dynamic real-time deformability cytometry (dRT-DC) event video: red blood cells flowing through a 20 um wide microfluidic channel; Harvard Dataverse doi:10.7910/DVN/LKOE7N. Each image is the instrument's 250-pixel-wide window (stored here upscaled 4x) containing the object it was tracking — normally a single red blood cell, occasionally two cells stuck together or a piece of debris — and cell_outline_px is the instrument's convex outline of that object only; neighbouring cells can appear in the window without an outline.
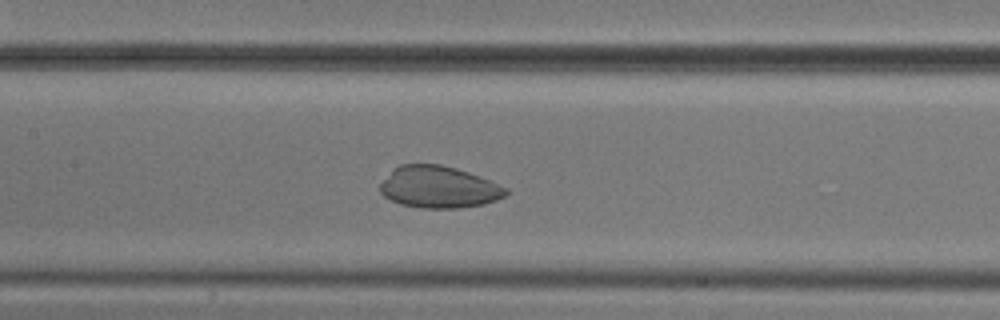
{"species": "common noctule bat (a hibernating species)", "species_latin": "Nyctalus noctula", "temperature_condition": "cold", "stored_images_in_passage": 50, "camera_frame_rate_fps": 3000, "um_per_image_px": 0.085, "animal": {"sex": "male", "body_mass_g": 20.5, "forearm_length_mm": 52.5}, "frame": {"image": 1, "passage_image": 22, "time_ms": 7.0, "image_size_px": [1000, 320], "cell_outline_px": [[508, 192], [504, 196], [496, 200], [484, 204], [456, 208], [420, 208], [400, 204], [384, 196], [380, 192], [380, 184], [392, 168], [400, 164], [440, 164], [456, 168], [488, 180], [508, 188]], "centroid_in_image_um": [37.26, 15.9], "position_along_channel_um": 170.1, "area_um2": 30.58}}
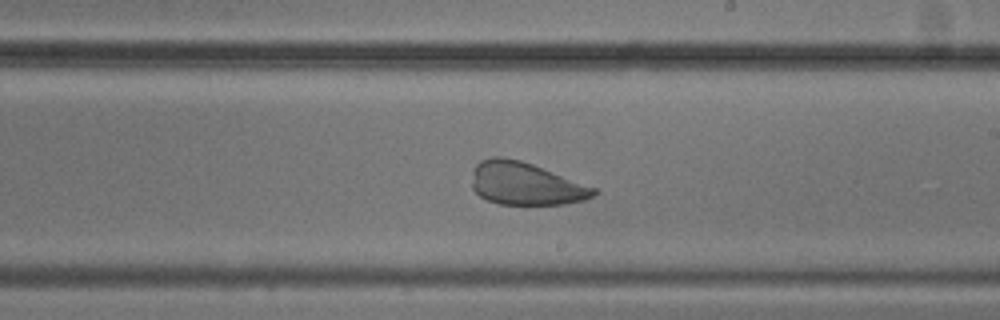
{"frame": {"image": 2, "passage_image": 28, "time_ms": 9.0, "image_size_px": [1000, 320], "cell_outline_px": [[600, 192], [596, 196], [584, 200], [564, 204], [500, 204], [488, 200], [480, 196], [472, 188], [472, 172], [476, 164], [480, 160], [492, 156], [500, 156], [520, 160], [532, 164], [600, 188]], "centroid_in_image_um": [44.73, 15.61], "position_along_channel_um": 244.3, "area_um2": 30.75}}
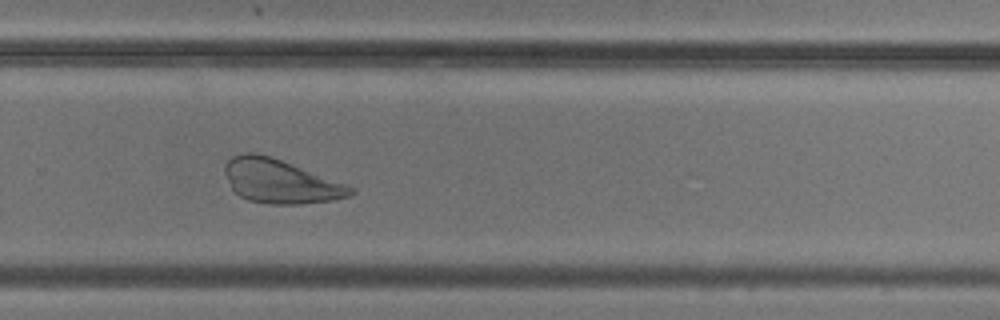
{"frame": {"image": 3, "passage_image": 33, "time_ms": 10.667, "image_size_px": [1000, 320], "cell_outline_px": [[356, 192], [352, 196], [332, 200], [300, 204], [268, 204], [248, 200], [240, 196], [232, 188], [224, 172], [224, 168], [228, 160], [232, 156], [244, 152], [256, 152], [272, 156], [356, 188]], "centroid_in_image_um": [23.84, 15.41], "position_along_channel_um": 306.0, "area_um2": 32.19}}